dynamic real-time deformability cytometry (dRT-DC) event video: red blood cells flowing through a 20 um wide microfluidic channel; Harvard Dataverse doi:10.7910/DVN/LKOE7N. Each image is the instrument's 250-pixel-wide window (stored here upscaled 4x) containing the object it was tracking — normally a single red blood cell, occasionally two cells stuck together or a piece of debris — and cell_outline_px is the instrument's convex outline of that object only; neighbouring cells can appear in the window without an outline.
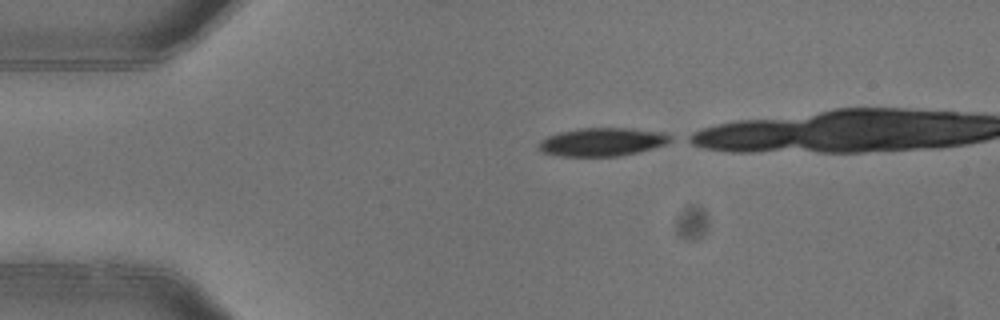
{"species": "common noctule bat (a hibernating species)", "species_latin": "Nyctalus noctula", "temperature_condition": "warm", "stored_images_in_passage": 3, "camera_frame_rate_fps": 3000, "um_per_image_px": 0.085, "animal": {"sex": "female"}, "frame": {"image": 1, "passage_image": 1, "time_ms": 0.0, "image_size_px": [1000, 320], "cell_outline_px": [[676, 140], [668, 144], [620, 156], [560, 156], [544, 152], [536, 144], [540, 140], [548, 136], [560, 132], [580, 128], [632, 128], [668, 132], [676, 136]], "centroid_in_image_um": [51.31, 12.05], "position_along_channel_um": 33.7, "area_um2": 22.08}}